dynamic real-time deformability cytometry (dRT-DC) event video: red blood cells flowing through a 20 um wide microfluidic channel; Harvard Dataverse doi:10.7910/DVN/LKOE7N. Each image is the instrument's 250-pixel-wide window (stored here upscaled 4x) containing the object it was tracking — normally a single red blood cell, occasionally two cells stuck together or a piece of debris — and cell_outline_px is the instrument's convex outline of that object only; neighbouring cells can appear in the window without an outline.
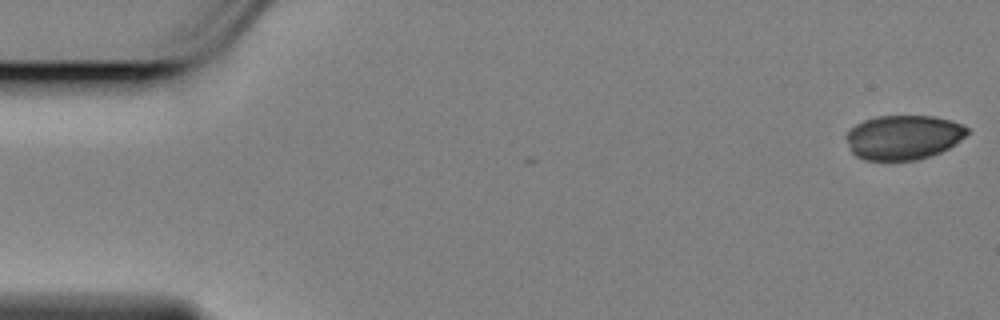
{"species": "Egyptian fruit bat (a non-hibernating species)", "species_latin": "Rousettus aegyptiacus", "temperature_condition": "cold", "stored_images_in_passage": 5, "camera_frame_rate_fps": 3000, "um_per_image_px": 0.085, "animal": {"sex": "female"}, "frame": {"image": 1, "passage_image": 1, "time_ms": 0.0, "image_size_px": [1000, 320], "cell_outline_px": [[968, 132], [956, 144], [940, 152], [916, 160], [864, 160], [856, 156], [852, 152], [844, 136], [856, 124], [864, 120], [876, 116], [932, 116], [952, 120], [964, 124], [968, 128]], "centroid_in_image_um": [76.79, 11.66], "position_along_channel_um": 8.2, "area_um2": 31.39}}